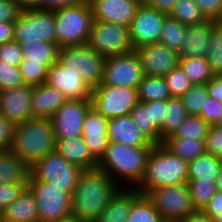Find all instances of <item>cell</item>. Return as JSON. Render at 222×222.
Instances as JSON below:
<instances>
[{
  "mask_svg": "<svg viewBox=\"0 0 222 222\" xmlns=\"http://www.w3.org/2000/svg\"><path fill=\"white\" fill-rule=\"evenodd\" d=\"M121 187L103 170H83L71 195V211L83 222H96Z\"/></svg>",
  "mask_w": 222,
  "mask_h": 222,
  "instance_id": "6da1fadb",
  "label": "cell"
},
{
  "mask_svg": "<svg viewBox=\"0 0 222 222\" xmlns=\"http://www.w3.org/2000/svg\"><path fill=\"white\" fill-rule=\"evenodd\" d=\"M152 148L130 147L110 142L105 155L98 163V168L103 170L120 187L134 188L143 178Z\"/></svg>",
  "mask_w": 222,
  "mask_h": 222,
  "instance_id": "7a4b0ae2",
  "label": "cell"
},
{
  "mask_svg": "<svg viewBox=\"0 0 222 222\" xmlns=\"http://www.w3.org/2000/svg\"><path fill=\"white\" fill-rule=\"evenodd\" d=\"M55 143L51 119L32 118L16 126L10 151L31 168L55 151Z\"/></svg>",
  "mask_w": 222,
  "mask_h": 222,
  "instance_id": "3957f363",
  "label": "cell"
},
{
  "mask_svg": "<svg viewBox=\"0 0 222 222\" xmlns=\"http://www.w3.org/2000/svg\"><path fill=\"white\" fill-rule=\"evenodd\" d=\"M188 162L167 150L162 144L152 148L140 183L134 187L141 195L162 186L186 184Z\"/></svg>",
  "mask_w": 222,
  "mask_h": 222,
  "instance_id": "277c9868",
  "label": "cell"
},
{
  "mask_svg": "<svg viewBox=\"0 0 222 222\" xmlns=\"http://www.w3.org/2000/svg\"><path fill=\"white\" fill-rule=\"evenodd\" d=\"M56 43L59 48L88 43L93 23L89 1L55 10Z\"/></svg>",
  "mask_w": 222,
  "mask_h": 222,
  "instance_id": "5b68a950",
  "label": "cell"
},
{
  "mask_svg": "<svg viewBox=\"0 0 222 222\" xmlns=\"http://www.w3.org/2000/svg\"><path fill=\"white\" fill-rule=\"evenodd\" d=\"M82 171L54 151L36 162L30 168V175L36 181L50 183L59 187L61 191L72 194Z\"/></svg>",
  "mask_w": 222,
  "mask_h": 222,
  "instance_id": "8992f818",
  "label": "cell"
},
{
  "mask_svg": "<svg viewBox=\"0 0 222 222\" xmlns=\"http://www.w3.org/2000/svg\"><path fill=\"white\" fill-rule=\"evenodd\" d=\"M146 196L164 221L177 222L196 211L187 183L155 188Z\"/></svg>",
  "mask_w": 222,
  "mask_h": 222,
  "instance_id": "52a82bcc",
  "label": "cell"
},
{
  "mask_svg": "<svg viewBox=\"0 0 222 222\" xmlns=\"http://www.w3.org/2000/svg\"><path fill=\"white\" fill-rule=\"evenodd\" d=\"M65 66L80 75L94 89L101 83L106 57L88 44L59 48V58Z\"/></svg>",
  "mask_w": 222,
  "mask_h": 222,
  "instance_id": "ba28073f",
  "label": "cell"
},
{
  "mask_svg": "<svg viewBox=\"0 0 222 222\" xmlns=\"http://www.w3.org/2000/svg\"><path fill=\"white\" fill-rule=\"evenodd\" d=\"M14 40L21 45L36 41L56 43L54 12L42 9L21 11L14 21Z\"/></svg>",
  "mask_w": 222,
  "mask_h": 222,
  "instance_id": "9c48e42d",
  "label": "cell"
},
{
  "mask_svg": "<svg viewBox=\"0 0 222 222\" xmlns=\"http://www.w3.org/2000/svg\"><path fill=\"white\" fill-rule=\"evenodd\" d=\"M27 187L37 202L39 222H55L72 215L71 195L57 186L36 181L31 175Z\"/></svg>",
  "mask_w": 222,
  "mask_h": 222,
  "instance_id": "30bf717a",
  "label": "cell"
},
{
  "mask_svg": "<svg viewBox=\"0 0 222 222\" xmlns=\"http://www.w3.org/2000/svg\"><path fill=\"white\" fill-rule=\"evenodd\" d=\"M91 106L110 119L130 115L139 102L137 88L98 84L91 92Z\"/></svg>",
  "mask_w": 222,
  "mask_h": 222,
  "instance_id": "8fae6325",
  "label": "cell"
},
{
  "mask_svg": "<svg viewBox=\"0 0 222 222\" xmlns=\"http://www.w3.org/2000/svg\"><path fill=\"white\" fill-rule=\"evenodd\" d=\"M87 44L104 57L134 51L129 37V28L112 22L93 21Z\"/></svg>",
  "mask_w": 222,
  "mask_h": 222,
  "instance_id": "7c38bea8",
  "label": "cell"
},
{
  "mask_svg": "<svg viewBox=\"0 0 222 222\" xmlns=\"http://www.w3.org/2000/svg\"><path fill=\"white\" fill-rule=\"evenodd\" d=\"M144 76L140 58L134 50L106 57L101 84L137 88Z\"/></svg>",
  "mask_w": 222,
  "mask_h": 222,
  "instance_id": "4fadbf2b",
  "label": "cell"
},
{
  "mask_svg": "<svg viewBox=\"0 0 222 222\" xmlns=\"http://www.w3.org/2000/svg\"><path fill=\"white\" fill-rule=\"evenodd\" d=\"M167 16L143 1L129 27V37L133 49L159 42L162 26Z\"/></svg>",
  "mask_w": 222,
  "mask_h": 222,
  "instance_id": "5bb4252c",
  "label": "cell"
},
{
  "mask_svg": "<svg viewBox=\"0 0 222 222\" xmlns=\"http://www.w3.org/2000/svg\"><path fill=\"white\" fill-rule=\"evenodd\" d=\"M91 99H68L52 116L55 140L82 136V125Z\"/></svg>",
  "mask_w": 222,
  "mask_h": 222,
  "instance_id": "9a60e30c",
  "label": "cell"
},
{
  "mask_svg": "<svg viewBox=\"0 0 222 222\" xmlns=\"http://www.w3.org/2000/svg\"><path fill=\"white\" fill-rule=\"evenodd\" d=\"M135 52L138 54L143 72L147 76L164 77L179 66V52L160 42L142 45L136 48Z\"/></svg>",
  "mask_w": 222,
  "mask_h": 222,
  "instance_id": "2e32d148",
  "label": "cell"
},
{
  "mask_svg": "<svg viewBox=\"0 0 222 222\" xmlns=\"http://www.w3.org/2000/svg\"><path fill=\"white\" fill-rule=\"evenodd\" d=\"M45 84L59 89L67 99H90L92 88L59 59L47 70Z\"/></svg>",
  "mask_w": 222,
  "mask_h": 222,
  "instance_id": "e0dca14e",
  "label": "cell"
},
{
  "mask_svg": "<svg viewBox=\"0 0 222 222\" xmlns=\"http://www.w3.org/2000/svg\"><path fill=\"white\" fill-rule=\"evenodd\" d=\"M143 0H89L93 21L112 22L129 28Z\"/></svg>",
  "mask_w": 222,
  "mask_h": 222,
  "instance_id": "ac0fdd59",
  "label": "cell"
},
{
  "mask_svg": "<svg viewBox=\"0 0 222 222\" xmlns=\"http://www.w3.org/2000/svg\"><path fill=\"white\" fill-rule=\"evenodd\" d=\"M108 118L98 113L91 107L84 118L82 125V137L91 153V156L99 163L105 155L110 143L108 137Z\"/></svg>",
  "mask_w": 222,
  "mask_h": 222,
  "instance_id": "d6986e66",
  "label": "cell"
},
{
  "mask_svg": "<svg viewBox=\"0 0 222 222\" xmlns=\"http://www.w3.org/2000/svg\"><path fill=\"white\" fill-rule=\"evenodd\" d=\"M32 89V86L25 84L0 91V114L16 125L32 119L30 106Z\"/></svg>",
  "mask_w": 222,
  "mask_h": 222,
  "instance_id": "ffe728a7",
  "label": "cell"
},
{
  "mask_svg": "<svg viewBox=\"0 0 222 222\" xmlns=\"http://www.w3.org/2000/svg\"><path fill=\"white\" fill-rule=\"evenodd\" d=\"M218 25V21L206 19L203 22L187 26L186 39L179 52L180 57L206 58L212 32Z\"/></svg>",
  "mask_w": 222,
  "mask_h": 222,
  "instance_id": "44dd1931",
  "label": "cell"
},
{
  "mask_svg": "<svg viewBox=\"0 0 222 222\" xmlns=\"http://www.w3.org/2000/svg\"><path fill=\"white\" fill-rule=\"evenodd\" d=\"M67 100L65 94L55 87L45 83L35 86L30 101L32 117L51 119Z\"/></svg>",
  "mask_w": 222,
  "mask_h": 222,
  "instance_id": "7402d4cb",
  "label": "cell"
},
{
  "mask_svg": "<svg viewBox=\"0 0 222 222\" xmlns=\"http://www.w3.org/2000/svg\"><path fill=\"white\" fill-rule=\"evenodd\" d=\"M107 134L110 142L130 147H154V144L150 143L133 123L130 115L110 118Z\"/></svg>",
  "mask_w": 222,
  "mask_h": 222,
  "instance_id": "603a6c76",
  "label": "cell"
},
{
  "mask_svg": "<svg viewBox=\"0 0 222 222\" xmlns=\"http://www.w3.org/2000/svg\"><path fill=\"white\" fill-rule=\"evenodd\" d=\"M55 151L82 170L98 167V162L91 156L88 146L82 136L77 138L58 139L55 143Z\"/></svg>",
  "mask_w": 222,
  "mask_h": 222,
  "instance_id": "cb8c5ba5",
  "label": "cell"
},
{
  "mask_svg": "<svg viewBox=\"0 0 222 222\" xmlns=\"http://www.w3.org/2000/svg\"><path fill=\"white\" fill-rule=\"evenodd\" d=\"M1 221L39 222L37 202L28 187L1 212Z\"/></svg>",
  "mask_w": 222,
  "mask_h": 222,
  "instance_id": "d4e9b609",
  "label": "cell"
},
{
  "mask_svg": "<svg viewBox=\"0 0 222 222\" xmlns=\"http://www.w3.org/2000/svg\"><path fill=\"white\" fill-rule=\"evenodd\" d=\"M140 195L135 188L121 187L96 222H127L132 202Z\"/></svg>",
  "mask_w": 222,
  "mask_h": 222,
  "instance_id": "484cf974",
  "label": "cell"
},
{
  "mask_svg": "<svg viewBox=\"0 0 222 222\" xmlns=\"http://www.w3.org/2000/svg\"><path fill=\"white\" fill-rule=\"evenodd\" d=\"M30 168L10 150H0V184H28Z\"/></svg>",
  "mask_w": 222,
  "mask_h": 222,
  "instance_id": "4316f807",
  "label": "cell"
},
{
  "mask_svg": "<svg viewBox=\"0 0 222 222\" xmlns=\"http://www.w3.org/2000/svg\"><path fill=\"white\" fill-rule=\"evenodd\" d=\"M221 167L222 158L205 152L188 162V181H216Z\"/></svg>",
  "mask_w": 222,
  "mask_h": 222,
  "instance_id": "83f0119b",
  "label": "cell"
},
{
  "mask_svg": "<svg viewBox=\"0 0 222 222\" xmlns=\"http://www.w3.org/2000/svg\"><path fill=\"white\" fill-rule=\"evenodd\" d=\"M23 59L27 63H44L48 68L59 58V47L57 43L36 41L22 45Z\"/></svg>",
  "mask_w": 222,
  "mask_h": 222,
  "instance_id": "f1b7e54d",
  "label": "cell"
},
{
  "mask_svg": "<svg viewBox=\"0 0 222 222\" xmlns=\"http://www.w3.org/2000/svg\"><path fill=\"white\" fill-rule=\"evenodd\" d=\"M165 115L163 125L159 130L160 144L166 137L173 135L188 116L181 97H170L165 100Z\"/></svg>",
  "mask_w": 222,
  "mask_h": 222,
  "instance_id": "f546056e",
  "label": "cell"
},
{
  "mask_svg": "<svg viewBox=\"0 0 222 222\" xmlns=\"http://www.w3.org/2000/svg\"><path fill=\"white\" fill-rule=\"evenodd\" d=\"M162 145L182 160L190 162L205 153V140L165 138Z\"/></svg>",
  "mask_w": 222,
  "mask_h": 222,
  "instance_id": "4dcf8cb0",
  "label": "cell"
},
{
  "mask_svg": "<svg viewBox=\"0 0 222 222\" xmlns=\"http://www.w3.org/2000/svg\"><path fill=\"white\" fill-rule=\"evenodd\" d=\"M139 102L165 101L171 97L164 77L145 75L137 86Z\"/></svg>",
  "mask_w": 222,
  "mask_h": 222,
  "instance_id": "1f68e13d",
  "label": "cell"
},
{
  "mask_svg": "<svg viewBox=\"0 0 222 222\" xmlns=\"http://www.w3.org/2000/svg\"><path fill=\"white\" fill-rule=\"evenodd\" d=\"M133 123L152 144H160V131L151 123L150 102H138L130 112Z\"/></svg>",
  "mask_w": 222,
  "mask_h": 222,
  "instance_id": "d6a6232c",
  "label": "cell"
},
{
  "mask_svg": "<svg viewBox=\"0 0 222 222\" xmlns=\"http://www.w3.org/2000/svg\"><path fill=\"white\" fill-rule=\"evenodd\" d=\"M179 66L193 85L206 84L215 76L206 58L180 57Z\"/></svg>",
  "mask_w": 222,
  "mask_h": 222,
  "instance_id": "836d02e7",
  "label": "cell"
},
{
  "mask_svg": "<svg viewBox=\"0 0 222 222\" xmlns=\"http://www.w3.org/2000/svg\"><path fill=\"white\" fill-rule=\"evenodd\" d=\"M186 32L187 26L168 15L163 23L159 42L180 52Z\"/></svg>",
  "mask_w": 222,
  "mask_h": 222,
  "instance_id": "e575fe53",
  "label": "cell"
},
{
  "mask_svg": "<svg viewBox=\"0 0 222 222\" xmlns=\"http://www.w3.org/2000/svg\"><path fill=\"white\" fill-rule=\"evenodd\" d=\"M161 214L146 195H139L131 205L127 222H163Z\"/></svg>",
  "mask_w": 222,
  "mask_h": 222,
  "instance_id": "d590c367",
  "label": "cell"
},
{
  "mask_svg": "<svg viewBox=\"0 0 222 222\" xmlns=\"http://www.w3.org/2000/svg\"><path fill=\"white\" fill-rule=\"evenodd\" d=\"M209 128L210 124L205 122L200 116L188 115L177 131L166 138L206 140Z\"/></svg>",
  "mask_w": 222,
  "mask_h": 222,
  "instance_id": "8d00e7d4",
  "label": "cell"
},
{
  "mask_svg": "<svg viewBox=\"0 0 222 222\" xmlns=\"http://www.w3.org/2000/svg\"><path fill=\"white\" fill-rule=\"evenodd\" d=\"M169 16L185 26L197 24L207 19L194 0H177Z\"/></svg>",
  "mask_w": 222,
  "mask_h": 222,
  "instance_id": "74e56055",
  "label": "cell"
},
{
  "mask_svg": "<svg viewBox=\"0 0 222 222\" xmlns=\"http://www.w3.org/2000/svg\"><path fill=\"white\" fill-rule=\"evenodd\" d=\"M192 202L196 210H203L218 191L216 181H188Z\"/></svg>",
  "mask_w": 222,
  "mask_h": 222,
  "instance_id": "f35d334b",
  "label": "cell"
},
{
  "mask_svg": "<svg viewBox=\"0 0 222 222\" xmlns=\"http://www.w3.org/2000/svg\"><path fill=\"white\" fill-rule=\"evenodd\" d=\"M209 97L206 84H195L181 97L187 115L199 116Z\"/></svg>",
  "mask_w": 222,
  "mask_h": 222,
  "instance_id": "ab89813d",
  "label": "cell"
},
{
  "mask_svg": "<svg viewBox=\"0 0 222 222\" xmlns=\"http://www.w3.org/2000/svg\"><path fill=\"white\" fill-rule=\"evenodd\" d=\"M19 69L27 86L35 87L46 82L48 67L44 63H27V60L23 59Z\"/></svg>",
  "mask_w": 222,
  "mask_h": 222,
  "instance_id": "60d3db41",
  "label": "cell"
},
{
  "mask_svg": "<svg viewBox=\"0 0 222 222\" xmlns=\"http://www.w3.org/2000/svg\"><path fill=\"white\" fill-rule=\"evenodd\" d=\"M171 97H182L193 85L180 66L164 76Z\"/></svg>",
  "mask_w": 222,
  "mask_h": 222,
  "instance_id": "b9f144b4",
  "label": "cell"
},
{
  "mask_svg": "<svg viewBox=\"0 0 222 222\" xmlns=\"http://www.w3.org/2000/svg\"><path fill=\"white\" fill-rule=\"evenodd\" d=\"M206 59L215 75L222 71V26L220 24L212 32Z\"/></svg>",
  "mask_w": 222,
  "mask_h": 222,
  "instance_id": "7bdbcfd3",
  "label": "cell"
},
{
  "mask_svg": "<svg viewBox=\"0 0 222 222\" xmlns=\"http://www.w3.org/2000/svg\"><path fill=\"white\" fill-rule=\"evenodd\" d=\"M25 85L19 67L0 61V91Z\"/></svg>",
  "mask_w": 222,
  "mask_h": 222,
  "instance_id": "ee69618b",
  "label": "cell"
},
{
  "mask_svg": "<svg viewBox=\"0 0 222 222\" xmlns=\"http://www.w3.org/2000/svg\"><path fill=\"white\" fill-rule=\"evenodd\" d=\"M23 60L22 45L17 41H9L0 44V61L5 62L14 67H19Z\"/></svg>",
  "mask_w": 222,
  "mask_h": 222,
  "instance_id": "f6af8a7d",
  "label": "cell"
},
{
  "mask_svg": "<svg viewBox=\"0 0 222 222\" xmlns=\"http://www.w3.org/2000/svg\"><path fill=\"white\" fill-rule=\"evenodd\" d=\"M205 152L222 158V126L210 125L205 140Z\"/></svg>",
  "mask_w": 222,
  "mask_h": 222,
  "instance_id": "bcb514c9",
  "label": "cell"
},
{
  "mask_svg": "<svg viewBox=\"0 0 222 222\" xmlns=\"http://www.w3.org/2000/svg\"><path fill=\"white\" fill-rule=\"evenodd\" d=\"M28 184H0V213L17 199Z\"/></svg>",
  "mask_w": 222,
  "mask_h": 222,
  "instance_id": "7dc6e473",
  "label": "cell"
},
{
  "mask_svg": "<svg viewBox=\"0 0 222 222\" xmlns=\"http://www.w3.org/2000/svg\"><path fill=\"white\" fill-rule=\"evenodd\" d=\"M222 102L208 97L200 117L210 125H216L221 120Z\"/></svg>",
  "mask_w": 222,
  "mask_h": 222,
  "instance_id": "c3c4849f",
  "label": "cell"
},
{
  "mask_svg": "<svg viewBox=\"0 0 222 222\" xmlns=\"http://www.w3.org/2000/svg\"><path fill=\"white\" fill-rule=\"evenodd\" d=\"M16 126L0 114V150H10Z\"/></svg>",
  "mask_w": 222,
  "mask_h": 222,
  "instance_id": "681fc988",
  "label": "cell"
},
{
  "mask_svg": "<svg viewBox=\"0 0 222 222\" xmlns=\"http://www.w3.org/2000/svg\"><path fill=\"white\" fill-rule=\"evenodd\" d=\"M207 19L219 21L222 18V0H194Z\"/></svg>",
  "mask_w": 222,
  "mask_h": 222,
  "instance_id": "f907efd6",
  "label": "cell"
},
{
  "mask_svg": "<svg viewBox=\"0 0 222 222\" xmlns=\"http://www.w3.org/2000/svg\"><path fill=\"white\" fill-rule=\"evenodd\" d=\"M202 211L214 222H222V192L217 191Z\"/></svg>",
  "mask_w": 222,
  "mask_h": 222,
  "instance_id": "816d5d0a",
  "label": "cell"
},
{
  "mask_svg": "<svg viewBox=\"0 0 222 222\" xmlns=\"http://www.w3.org/2000/svg\"><path fill=\"white\" fill-rule=\"evenodd\" d=\"M21 10L14 0H0V23L14 22Z\"/></svg>",
  "mask_w": 222,
  "mask_h": 222,
  "instance_id": "f5cc1de1",
  "label": "cell"
},
{
  "mask_svg": "<svg viewBox=\"0 0 222 222\" xmlns=\"http://www.w3.org/2000/svg\"><path fill=\"white\" fill-rule=\"evenodd\" d=\"M151 123L160 130L165 119V101H150Z\"/></svg>",
  "mask_w": 222,
  "mask_h": 222,
  "instance_id": "db71d44e",
  "label": "cell"
},
{
  "mask_svg": "<svg viewBox=\"0 0 222 222\" xmlns=\"http://www.w3.org/2000/svg\"><path fill=\"white\" fill-rule=\"evenodd\" d=\"M89 0H42V10L55 11Z\"/></svg>",
  "mask_w": 222,
  "mask_h": 222,
  "instance_id": "11a10c76",
  "label": "cell"
},
{
  "mask_svg": "<svg viewBox=\"0 0 222 222\" xmlns=\"http://www.w3.org/2000/svg\"><path fill=\"white\" fill-rule=\"evenodd\" d=\"M148 6L170 15L177 0H143Z\"/></svg>",
  "mask_w": 222,
  "mask_h": 222,
  "instance_id": "9f6ffc18",
  "label": "cell"
},
{
  "mask_svg": "<svg viewBox=\"0 0 222 222\" xmlns=\"http://www.w3.org/2000/svg\"><path fill=\"white\" fill-rule=\"evenodd\" d=\"M206 88L210 98L222 102V81L216 76L206 83Z\"/></svg>",
  "mask_w": 222,
  "mask_h": 222,
  "instance_id": "6f0895ef",
  "label": "cell"
},
{
  "mask_svg": "<svg viewBox=\"0 0 222 222\" xmlns=\"http://www.w3.org/2000/svg\"><path fill=\"white\" fill-rule=\"evenodd\" d=\"M14 40V22L0 23V44Z\"/></svg>",
  "mask_w": 222,
  "mask_h": 222,
  "instance_id": "680465c9",
  "label": "cell"
},
{
  "mask_svg": "<svg viewBox=\"0 0 222 222\" xmlns=\"http://www.w3.org/2000/svg\"><path fill=\"white\" fill-rule=\"evenodd\" d=\"M177 222H214L212 218L206 215L202 210H196Z\"/></svg>",
  "mask_w": 222,
  "mask_h": 222,
  "instance_id": "91938a15",
  "label": "cell"
},
{
  "mask_svg": "<svg viewBox=\"0 0 222 222\" xmlns=\"http://www.w3.org/2000/svg\"><path fill=\"white\" fill-rule=\"evenodd\" d=\"M21 11L28 9H41L42 0H14Z\"/></svg>",
  "mask_w": 222,
  "mask_h": 222,
  "instance_id": "94428289",
  "label": "cell"
},
{
  "mask_svg": "<svg viewBox=\"0 0 222 222\" xmlns=\"http://www.w3.org/2000/svg\"><path fill=\"white\" fill-rule=\"evenodd\" d=\"M55 222H83V221L80 220L79 218H77L74 215H70V216H68L66 218L59 219L58 221H55Z\"/></svg>",
  "mask_w": 222,
  "mask_h": 222,
  "instance_id": "6125c7cd",
  "label": "cell"
},
{
  "mask_svg": "<svg viewBox=\"0 0 222 222\" xmlns=\"http://www.w3.org/2000/svg\"><path fill=\"white\" fill-rule=\"evenodd\" d=\"M216 186H217V190L222 192V167L220 168V171L216 178Z\"/></svg>",
  "mask_w": 222,
  "mask_h": 222,
  "instance_id": "be15d7a7",
  "label": "cell"
},
{
  "mask_svg": "<svg viewBox=\"0 0 222 222\" xmlns=\"http://www.w3.org/2000/svg\"><path fill=\"white\" fill-rule=\"evenodd\" d=\"M215 76L222 81V71L218 72Z\"/></svg>",
  "mask_w": 222,
  "mask_h": 222,
  "instance_id": "e7e4bbea",
  "label": "cell"
},
{
  "mask_svg": "<svg viewBox=\"0 0 222 222\" xmlns=\"http://www.w3.org/2000/svg\"><path fill=\"white\" fill-rule=\"evenodd\" d=\"M216 125L217 126H222V112H221V120Z\"/></svg>",
  "mask_w": 222,
  "mask_h": 222,
  "instance_id": "03108f58",
  "label": "cell"
},
{
  "mask_svg": "<svg viewBox=\"0 0 222 222\" xmlns=\"http://www.w3.org/2000/svg\"><path fill=\"white\" fill-rule=\"evenodd\" d=\"M218 22L222 26V18Z\"/></svg>",
  "mask_w": 222,
  "mask_h": 222,
  "instance_id": "003e7915",
  "label": "cell"
}]
</instances>
